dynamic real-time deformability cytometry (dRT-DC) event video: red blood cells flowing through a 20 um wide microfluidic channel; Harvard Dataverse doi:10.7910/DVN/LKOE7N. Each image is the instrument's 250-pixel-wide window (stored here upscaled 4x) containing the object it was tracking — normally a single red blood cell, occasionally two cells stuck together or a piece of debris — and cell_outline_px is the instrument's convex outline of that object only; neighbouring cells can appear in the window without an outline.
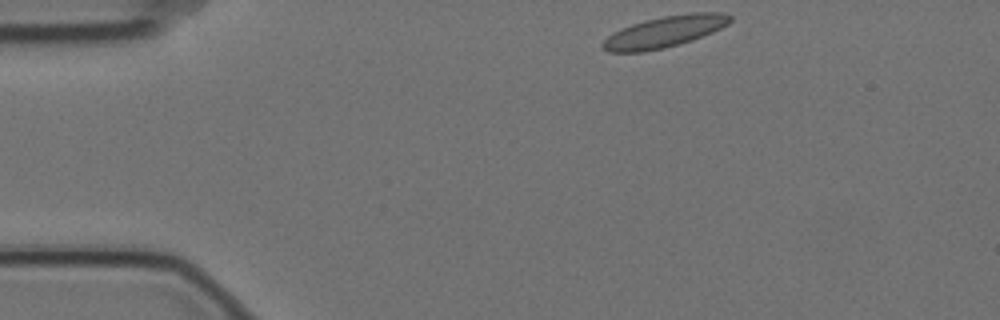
{"species": "Egyptian fruit bat (a non-hibernating species)", "species_latin": "Rousettus aegyptiacus", "temperature_condition": "cold", "stored_images_in_passage": 3, "camera_frame_rate_fps": 3000, "um_per_image_px": 0.085, "animal": {"sex": "female"}, "frame": {"image": 1, "passage_image": 1, "time_ms": 0.0, "image_size_px": [1000, 320], "cell_outline_px": [[732, 20], [728, 24], [712, 32], [692, 40], [680, 44], [664, 48], [644, 52], [608, 52], [604, 48], [604, 40], [608, 36], [632, 24], [644, 20], [664, 16], [692, 12], [724, 12], [732, 16]], "centroid_in_image_um": [56.55, 2.69], "position_along_channel_um": 28.4, "area_um2": 23.0}}